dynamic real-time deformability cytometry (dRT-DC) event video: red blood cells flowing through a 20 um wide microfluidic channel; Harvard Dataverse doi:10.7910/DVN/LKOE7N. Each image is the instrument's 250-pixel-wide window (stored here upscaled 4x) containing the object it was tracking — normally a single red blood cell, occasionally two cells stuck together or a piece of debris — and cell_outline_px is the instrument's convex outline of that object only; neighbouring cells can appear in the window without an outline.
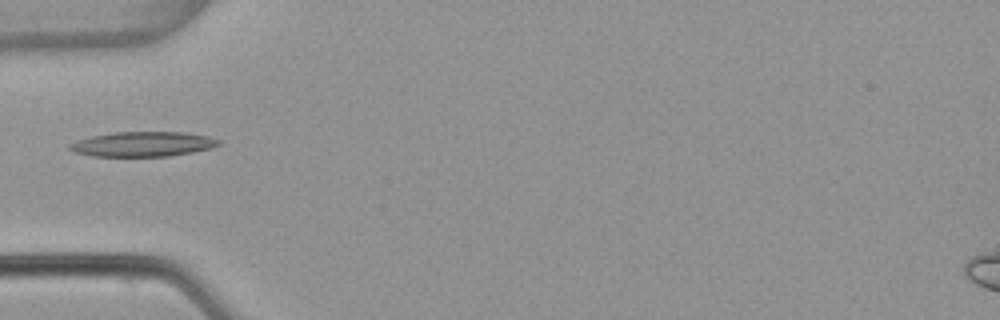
{"species": "common noctule bat (a hibernating species)", "species_latin": "Nyctalus noctula", "temperature_condition": "warm", "stored_images_in_passage": 5, "camera_frame_rate_fps": 3000, "um_per_image_px": 0.085, "animal": {"sex": "female", "body_mass_g": 22.7, "forearm_length_mm": 54.2}, "frame": {"image": 1, "passage_image": 4, "time_ms": 1.0, "image_size_px": [1000, 320], "cell_outline_px": [[220, 144], [212, 148], [192, 152], [168, 156], [92, 156], [76, 152], [68, 148], [68, 144], [76, 140], [92, 136], [112, 132], [184, 132], [208, 136], [220, 140]], "centroid_in_image_um": [12.14, 12.24], "position_along_channel_um": 72.9, "area_um2": 21.56}}
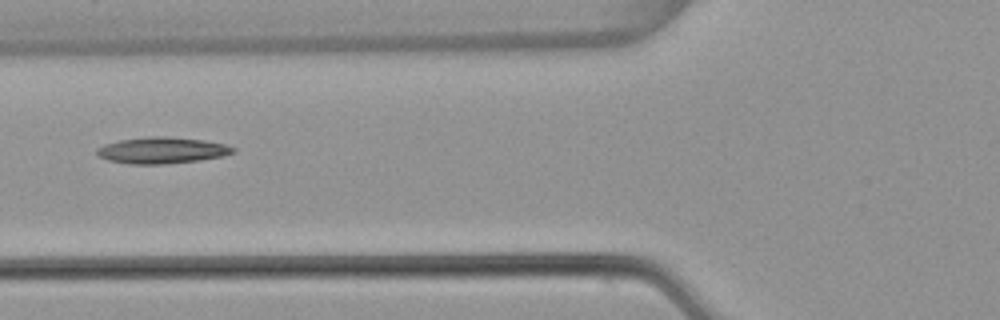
{"frame": {"image": 2, "passage_image": 5, "time_ms": 1.333, "image_size_px": [1000, 320], "cell_outline_px": [[236, 152], [224, 156], [200, 160], [164, 164], [128, 164], [108, 160], [96, 156], [96, 148], [104, 144], [120, 140], [152, 136], [164, 136], [204, 140], [224, 144], [236, 148]], "centroid_in_image_um": [13.75, 12.78], "position_along_channel_um": 112.0, "area_um2": 21.04}}